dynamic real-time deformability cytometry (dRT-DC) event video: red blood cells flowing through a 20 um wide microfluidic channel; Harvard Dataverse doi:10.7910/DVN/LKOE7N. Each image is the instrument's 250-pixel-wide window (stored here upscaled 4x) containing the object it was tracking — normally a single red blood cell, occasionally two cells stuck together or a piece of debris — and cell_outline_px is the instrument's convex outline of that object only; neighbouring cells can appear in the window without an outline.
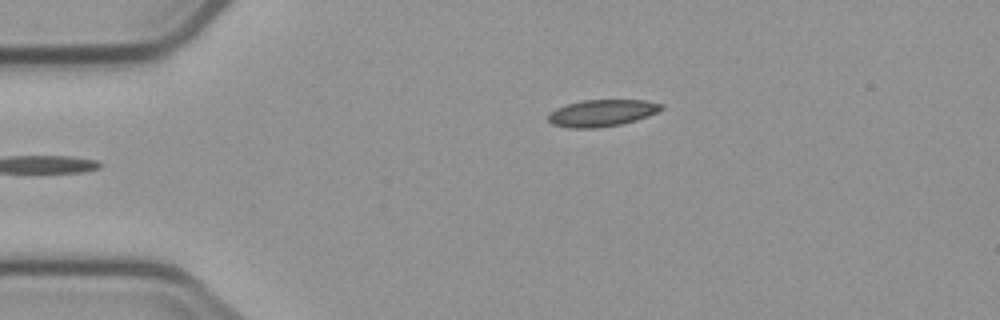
{"species": "common noctule bat (a hibernating species)", "species_latin": "Nyctalus noctula", "temperature_condition": "cold", "stored_images_in_passage": 5, "camera_frame_rate_fps": 3000, "um_per_image_px": 0.085, "animal": {"sex": "male", "body_mass_g": 23.1, "forearm_length_mm": 52.7}, "frame": {"image": 1, "passage_image": 5, "time_ms": 4.667, "image_size_px": [1000, 320], "cell_outline_px": [[664, 108], [648, 116], [636, 120], [620, 124], [596, 128], [572, 128], [552, 124], [548, 120], [548, 116], [556, 108], [568, 104], [584, 100], [644, 100], [664, 104]], "centroid_in_image_um": [51.19, 9.6], "position_along_channel_um": 33.8, "area_um2": 17.51}}